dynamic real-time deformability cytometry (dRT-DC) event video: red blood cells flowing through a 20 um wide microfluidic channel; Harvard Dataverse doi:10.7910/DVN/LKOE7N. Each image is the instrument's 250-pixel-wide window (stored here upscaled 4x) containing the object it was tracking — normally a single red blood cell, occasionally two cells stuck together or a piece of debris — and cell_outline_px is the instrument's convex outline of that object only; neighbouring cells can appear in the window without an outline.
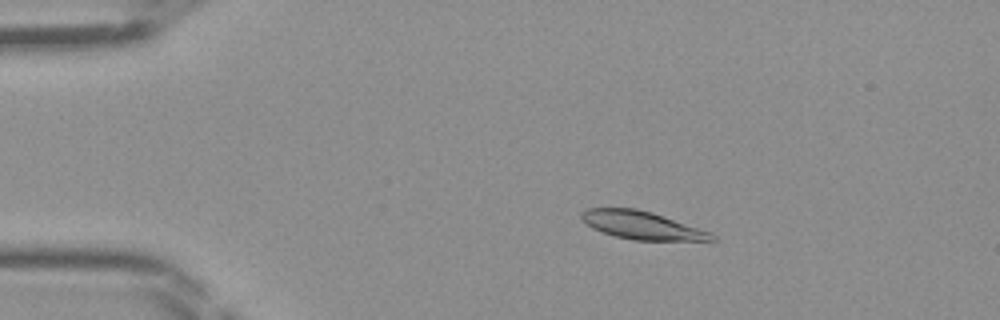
{"species": "Egyptian fruit bat (a non-hibernating species)", "species_latin": "Rousettus aegyptiacus", "temperature_condition": "room temperature", "stored_images_in_passage": 47, "camera_frame_rate_fps": 3000, "um_per_image_px": 0.085, "frame": {"image": 1, "passage_image": 9, "time_ms": 2.667, "image_size_px": [1000, 320], "cell_outline_px": [[720, 240], [632, 240], [616, 236], [592, 228], [580, 216], [580, 212], [588, 208], [636, 208], [652, 212], [712, 232]], "centroid_in_image_um": [54.6, 19.14], "position_along_channel_um": 30.4, "area_um2": 21.15}}
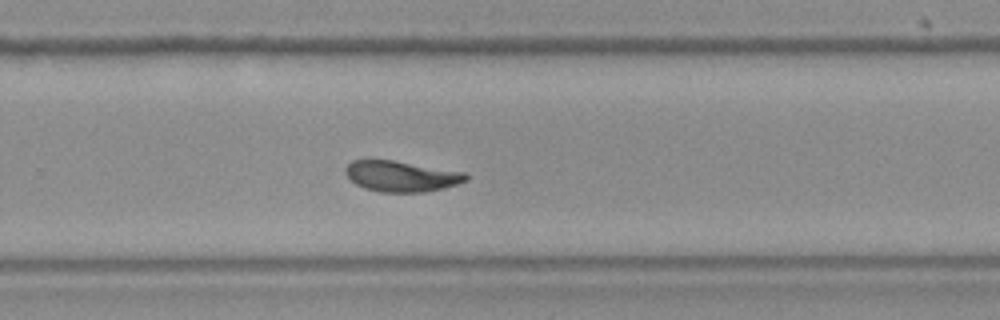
{"frame": {"image": 2, "passage_image": 31, "time_ms": 10.0, "image_size_px": [1000, 320], "cell_outline_px": [[468, 180], [456, 184], [424, 192], [380, 192], [364, 188], [356, 184], [344, 172], [344, 168], [352, 160], [392, 160], [464, 172], [468, 176]], "centroid_in_image_um": [34.08, 14.98], "position_along_channel_um": 295.7, "area_um2": 21.33}}
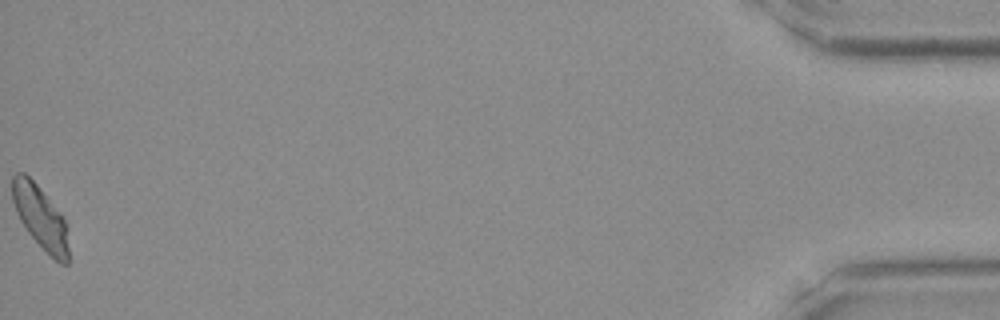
{"frame": {"image": 3, "passage_image": 47, "time_ms": 15.333, "image_size_px": [1000, 320], "cell_outline_px": [[68, 264], [60, 264], [28, 232], [20, 220], [16, 212], [12, 200], [12, 176], [16, 172], [24, 172], [36, 184], [64, 220], [68, 248]], "centroid_in_image_um": [3.38, 18.44], "position_along_channel_um": 431.8, "area_um2": 19.83}}